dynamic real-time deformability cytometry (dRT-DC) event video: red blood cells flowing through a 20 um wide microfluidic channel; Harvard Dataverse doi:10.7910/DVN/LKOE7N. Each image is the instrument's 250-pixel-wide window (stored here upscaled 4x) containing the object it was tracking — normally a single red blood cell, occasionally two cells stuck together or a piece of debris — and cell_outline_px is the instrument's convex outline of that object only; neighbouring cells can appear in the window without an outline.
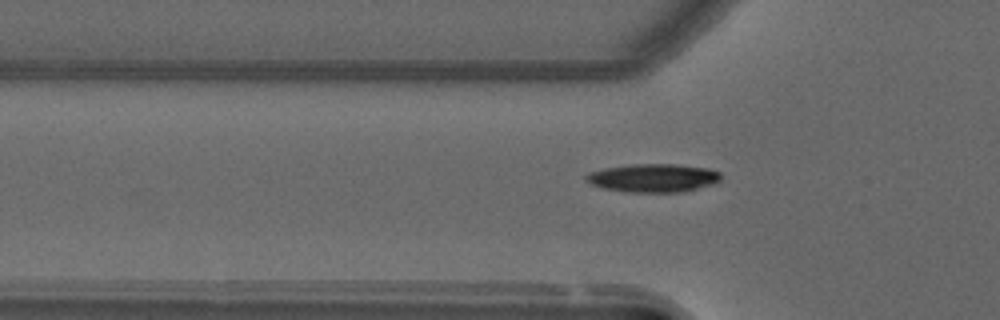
{"species": "common noctule bat (a hibernating species)", "species_latin": "Nyctalus noctula", "temperature_condition": "warm", "stored_images_in_passage": 39, "camera_frame_rate_fps": 3000, "um_per_image_px": 0.085, "animal": {"sex": "male", "forearm_length_mm": 52.5}, "frame": {"image": 1, "passage_image": 3, "time_ms": 0.667, "image_size_px": [1000, 320], "cell_outline_px": [[720, 180], [716, 184], [684, 192], [628, 192], [604, 188], [592, 184], [584, 180], [584, 176], [588, 172], [604, 168], [632, 164], [676, 164], [708, 168], [720, 172]], "centroid_in_image_um": [55.54, 15.12], "position_along_channel_um": 70.3, "area_um2": 22.48}}
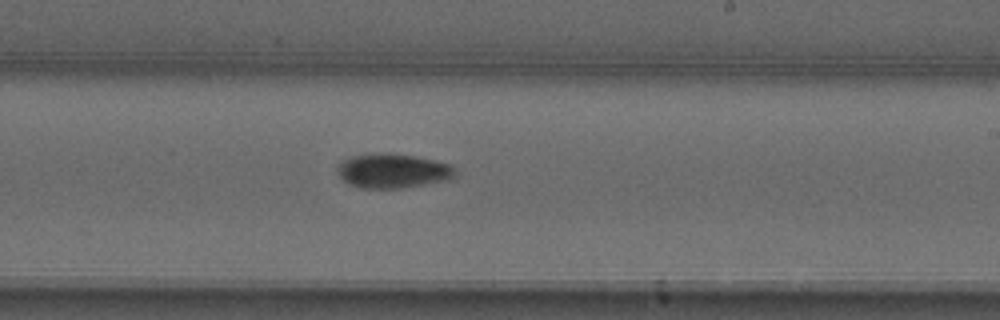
{"frame": {"image": 2, "passage_image": 18, "time_ms": 5.667, "image_size_px": [1000, 320], "cell_outline_px": [[456, 176], [448, 180], [400, 188], [360, 188], [348, 184], [336, 172], [336, 168], [344, 160], [352, 156], [388, 152], [416, 156], [448, 164], [456, 172]], "centroid_in_image_um": [33.36, 14.53], "position_along_channel_um": 255.6, "area_um2": 23.47}}
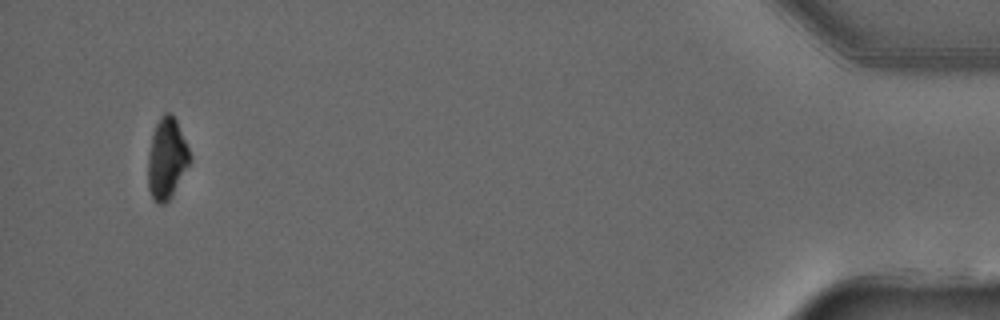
{"frame": {"image": 3, "passage_image": 38, "time_ms": 12.333, "image_size_px": [1000, 320], "cell_outline_px": [[192, 160], [172, 196], [164, 204], [156, 204], [152, 200], [148, 188], [148, 156], [152, 136], [156, 124], [160, 116], [164, 112], [168, 112], [176, 120], [192, 156]], "centroid_in_image_um": [14.18, 13.52], "position_along_channel_um": 421.0, "area_um2": 19.88}}